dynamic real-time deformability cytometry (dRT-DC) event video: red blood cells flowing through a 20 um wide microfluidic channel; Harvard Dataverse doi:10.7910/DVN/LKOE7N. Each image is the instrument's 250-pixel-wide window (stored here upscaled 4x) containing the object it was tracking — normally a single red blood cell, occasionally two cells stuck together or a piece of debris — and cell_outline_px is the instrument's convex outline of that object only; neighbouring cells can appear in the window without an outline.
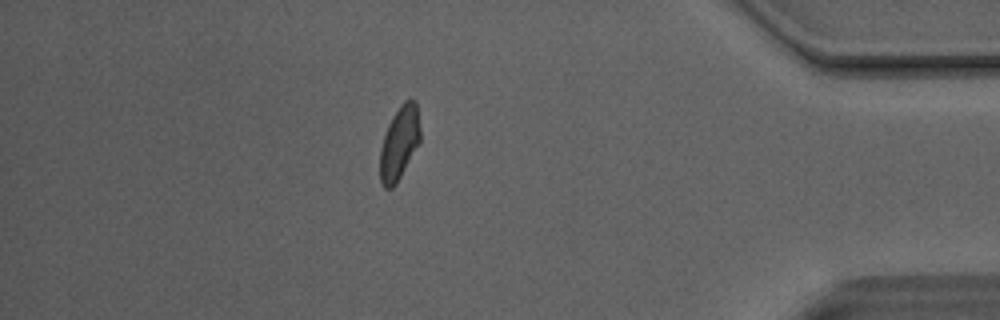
{"species": "Egyptian fruit bat (a non-hibernating species)", "species_latin": "Rousettus aegyptiacus", "temperature_condition": "room temperature", "stored_images_in_passage": 37, "camera_frame_rate_fps": 3000, "um_per_image_px": 0.085, "animal": {"sex": "male"}, "frame": {"image": 1, "passage_image": 32, "time_ms": 10.333, "image_size_px": [1000, 320], "cell_outline_px": [[420, 144], [396, 184], [392, 188], [384, 188], [380, 184], [380, 148], [388, 124], [392, 116], [400, 104], [404, 100], [416, 100], [420, 128]], "centroid_in_image_um": [33.95, 12.16], "position_along_channel_um": 401.3, "area_um2": 17.46}}